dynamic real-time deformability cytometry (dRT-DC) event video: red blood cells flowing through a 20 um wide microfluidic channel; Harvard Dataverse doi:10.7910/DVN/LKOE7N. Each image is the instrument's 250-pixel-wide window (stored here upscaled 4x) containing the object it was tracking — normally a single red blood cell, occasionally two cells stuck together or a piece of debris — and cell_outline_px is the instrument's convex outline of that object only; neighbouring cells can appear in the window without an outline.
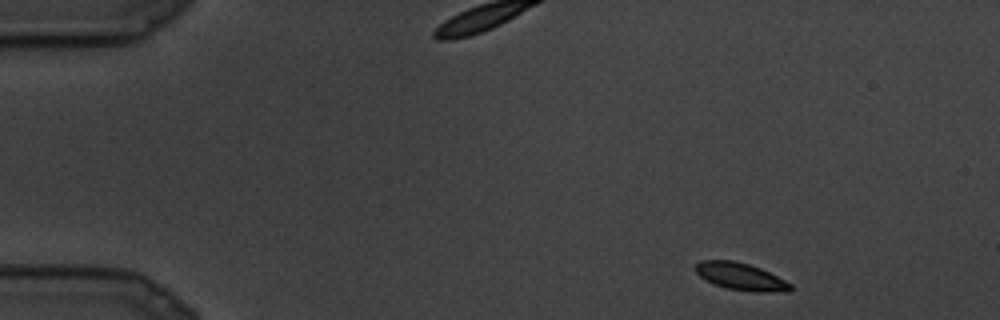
{"species": "common noctule bat (a hibernating species)", "species_latin": "Nyctalus noctula", "temperature_condition": "cold", "stored_images_in_passage": 7, "camera_frame_rate_fps": 3000, "um_per_image_px": 0.085, "animal": {"sex": "male", "body_mass_g": 19.5, "forearm_length_mm": 54.6}, "frame": {"image": 1, "passage_image": 1, "time_ms": 0.0, "image_size_px": [1000, 320], "cell_outline_px": [[792, 288], [788, 292], [760, 292], [724, 288], [700, 276], [692, 268], [700, 260], [732, 260], [748, 264], [760, 268], [792, 284]], "centroid_in_image_um": [62.95, 23.5], "position_along_channel_um": 22.1, "area_um2": 14.97}}
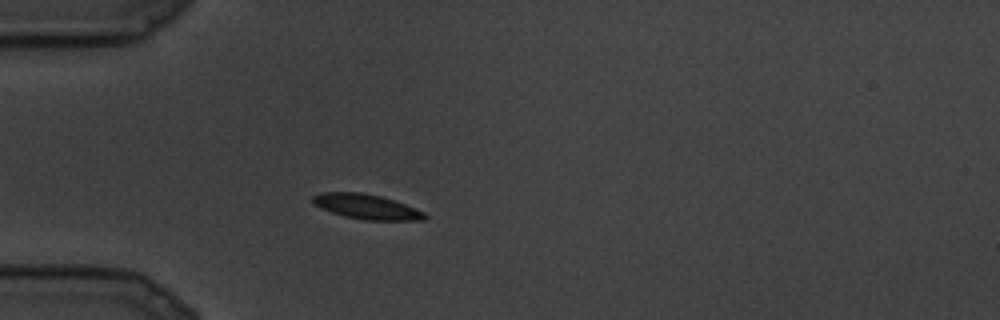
{"frame": {"image": 2, "passage_image": 5, "time_ms": 1.333, "image_size_px": [1000, 320], "cell_outline_px": [[428, 216], [424, 220], [364, 220], [344, 216], [332, 212], [316, 204], [312, 200], [312, 196], [324, 192], [360, 192], [380, 196], [404, 204], [424, 212]], "centroid_in_image_um": [31.18, 17.57], "position_along_channel_um": 53.8, "area_um2": 15.9}}